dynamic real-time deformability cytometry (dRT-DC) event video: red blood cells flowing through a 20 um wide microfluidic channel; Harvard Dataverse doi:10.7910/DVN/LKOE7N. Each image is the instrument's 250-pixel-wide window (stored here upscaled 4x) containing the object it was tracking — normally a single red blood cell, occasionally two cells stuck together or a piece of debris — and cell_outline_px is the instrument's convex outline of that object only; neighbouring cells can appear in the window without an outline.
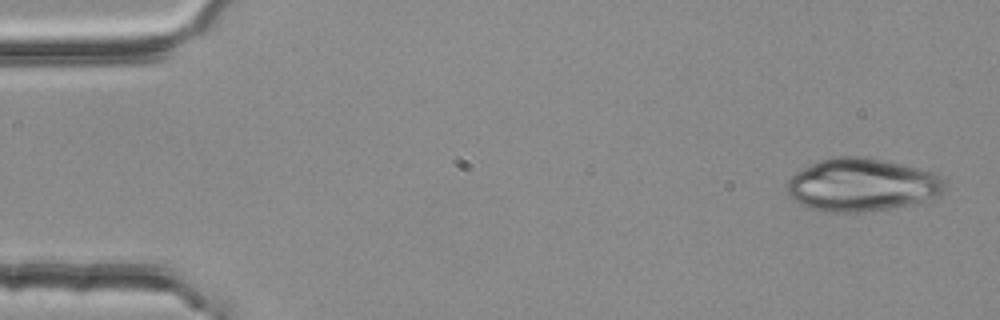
{"species": "common noctule bat (a hibernating species)", "species_latin": "Nyctalus noctula", "temperature_condition": "room temperature", "stored_images_in_passage": 4, "camera_frame_rate_fps": 3000, "um_per_image_px": 0.085, "animal": {"sex": "female", "body_mass_g": 25.1}, "frame": {"image": 1, "passage_image": 1, "time_ms": 0.0, "image_size_px": [1000, 320], "cell_outline_px": [[944, 188], [940, 196], [912, 204], [888, 208], [860, 212], [832, 212], [812, 208], [800, 204], [792, 200], [788, 192], [788, 180], [796, 172], [820, 160], [832, 156], [856, 156], [884, 160], [920, 168], [932, 172], [940, 176], [944, 180]], "centroid_in_image_um": [73.27, 15.71], "position_along_channel_um": 11.7, "area_um2": 48.38}}